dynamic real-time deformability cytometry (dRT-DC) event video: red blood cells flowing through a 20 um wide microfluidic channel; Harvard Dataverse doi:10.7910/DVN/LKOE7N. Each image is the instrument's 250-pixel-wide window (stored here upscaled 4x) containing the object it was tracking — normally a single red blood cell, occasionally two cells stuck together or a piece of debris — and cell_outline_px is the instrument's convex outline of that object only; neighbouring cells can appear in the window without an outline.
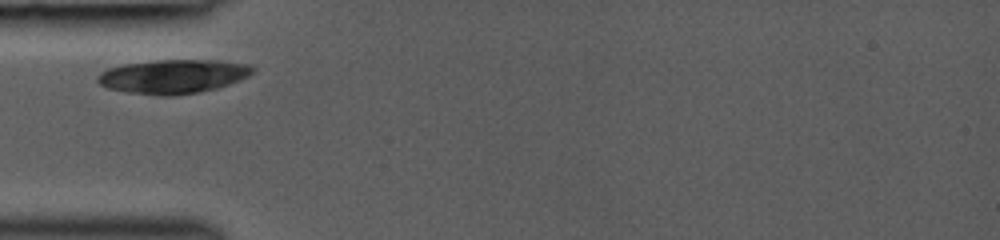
{"species": "common noctule bat (a hibernating species)", "species_latin": "Nyctalus noctula", "temperature_condition": "room temperature", "stored_images_in_passage": 2, "camera_frame_rate_fps": 3000, "um_per_image_px": 0.085, "animal": {"sex": "female", "body_mass_g": 19.0, "forearm_length_mm": 53.3}, "frame": {"image": 1, "passage_image": 1, "time_ms": 0.0, "image_size_px": [1000, 240], "cell_outline_px": [[256, 68], [248, 76], [240, 80], [216, 88], [200, 92], [172, 96], [156, 96], [128, 92], [108, 88], [100, 84], [96, 80], [96, 76], [100, 72], [108, 68], [124, 64], [156, 60], [220, 60], [248, 64]], "centroid_in_image_um": [14.7, 6.5], "position_along_channel_um": 70.3, "area_um2": 30.87}}